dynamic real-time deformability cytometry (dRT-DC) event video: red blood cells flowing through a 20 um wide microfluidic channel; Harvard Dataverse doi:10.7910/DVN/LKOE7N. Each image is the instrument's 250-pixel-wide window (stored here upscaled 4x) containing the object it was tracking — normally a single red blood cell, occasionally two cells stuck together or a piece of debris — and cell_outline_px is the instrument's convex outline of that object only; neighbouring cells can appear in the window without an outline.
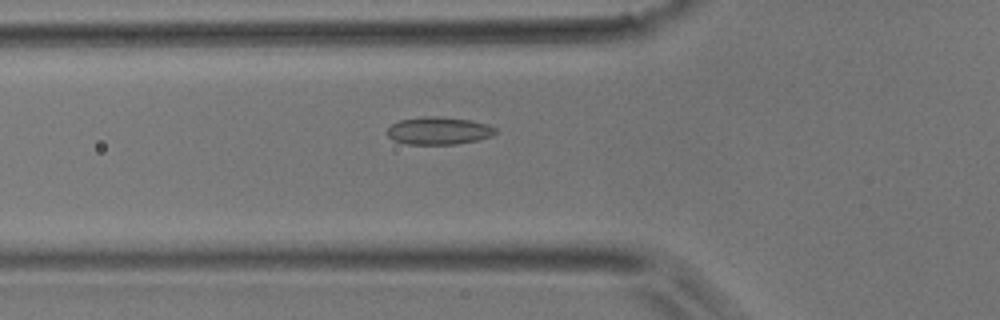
{"species": "common noctule bat (a hibernating species)", "species_latin": "Nyctalus noctula", "temperature_condition": "room temperature", "stored_images_in_passage": 51, "camera_frame_rate_fps": 3000, "um_per_image_px": 0.085, "animal": {"sex": "male", "body_mass_g": 17.9}, "frame": {"image": 1, "passage_image": 18, "time_ms": 5.667, "image_size_px": [1000, 320], "cell_outline_px": [[496, 132], [492, 136], [480, 140], [456, 144], [408, 144], [392, 140], [388, 136], [388, 128], [392, 124], [400, 120], [424, 116], [436, 116], [472, 120], [488, 124], [496, 128]], "centroid_in_image_um": [37.32, 11.11], "position_along_channel_um": 88.5, "area_um2": 17.51}}
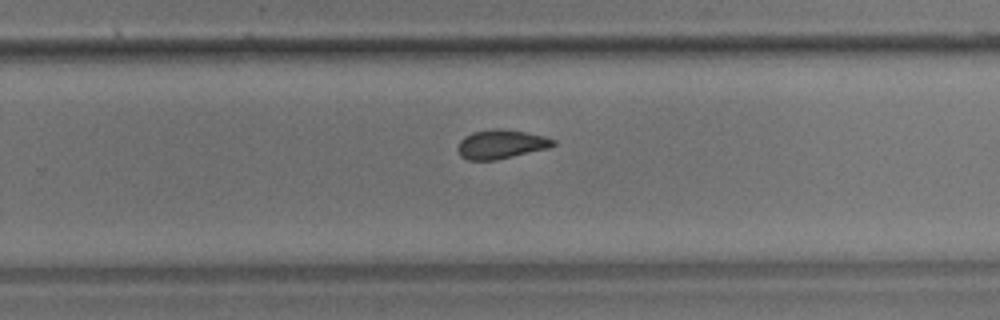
{"frame": {"image": 2, "passage_image": 33, "time_ms": 10.667, "image_size_px": [1000, 320], "cell_outline_px": [[556, 144], [548, 148], [496, 160], [468, 160], [460, 156], [456, 148], [460, 140], [464, 136], [472, 132], [492, 128], [500, 128], [524, 132], [544, 136], [556, 140]], "centroid_in_image_um": [42.55, 12.25], "position_along_channel_um": 287.2, "area_um2": 16.24}}
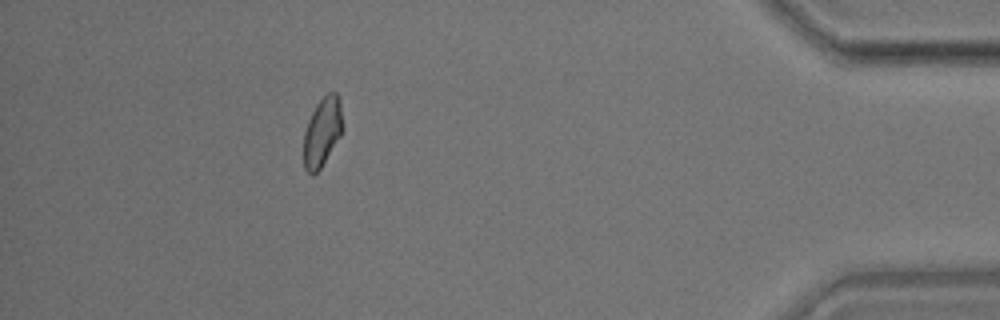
{"frame": {"image": 3, "passage_image": 46, "time_ms": 15.0, "image_size_px": [1000, 320], "cell_outline_px": [[344, 128], [340, 136], [320, 168], [312, 176], [304, 168], [304, 132], [308, 120], [316, 104], [328, 92], [336, 92], [340, 100]], "centroid_in_image_um": [27.4, 11.19], "position_along_channel_um": 407.8, "area_um2": 15.66}}